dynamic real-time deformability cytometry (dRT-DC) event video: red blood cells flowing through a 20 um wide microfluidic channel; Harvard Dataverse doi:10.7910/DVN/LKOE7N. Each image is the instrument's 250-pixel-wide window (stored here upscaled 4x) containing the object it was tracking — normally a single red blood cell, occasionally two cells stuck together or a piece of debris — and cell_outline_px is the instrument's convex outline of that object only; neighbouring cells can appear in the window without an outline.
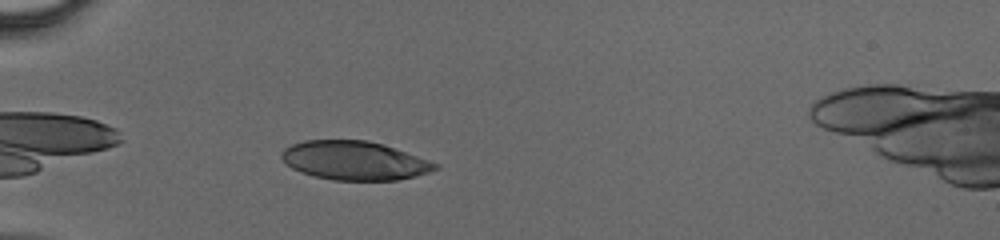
{"species": "human", "species_latin": "Homo sapiens", "temperature_condition": "cold", "stored_images_in_passage": 34, "camera_frame_rate_fps": 3000, "um_per_image_px": 0.085, "donor": {"sex": "male"}, "frame": {"image": 1, "passage_image": 3, "time_ms": 0.667, "image_size_px": [1000, 240], "cell_outline_px": [[440, 168], [416, 176], [396, 180], [332, 180], [300, 172], [292, 168], [280, 156], [280, 152], [284, 148], [292, 144], [304, 140], [368, 140], [384, 144], [440, 164]], "centroid_in_image_um": [30.14, 13.64], "position_along_channel_um": 54.9, "area_um2": 34.8}}
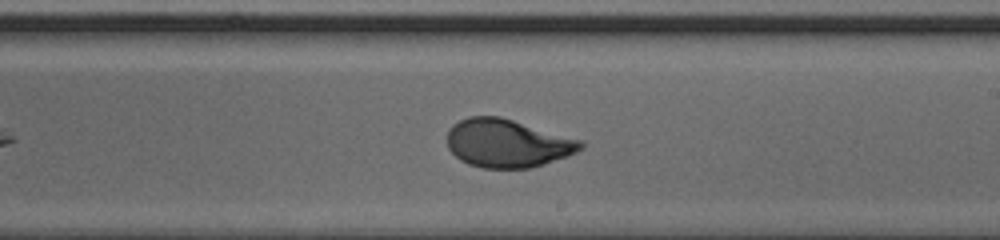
{"frame": {"image": 2, "passage_image": 17, "time_ms": 5.333, "image_size_px": [1000, 240], "cell_outline_px": [[584, 148], [568, 156], [532, 168], [484, 168], [468, 164], [460, 160], [448, 148], [448, 128], [452, 124], [468, 116], [500, 116], [584, 140]], "centroid_in_image_um": [43.15, 12.17], "position_along_channel_um": 245.8, "area_um2": 37.86}}
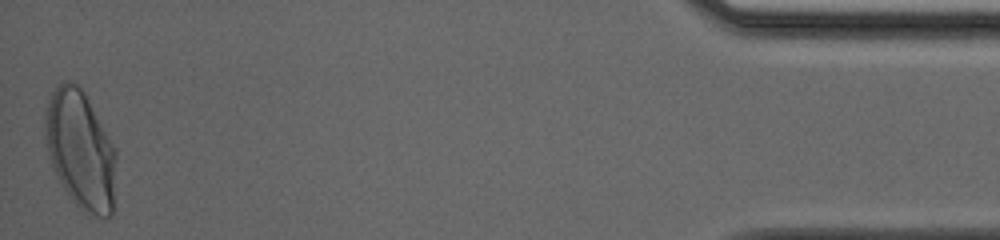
{"frame": {"image": 3, "passage_image": 34, "time_ms": 11.0, "image_size_px": [1000, 240], "cell_outline_px": [[116, 156], [112, 216], [96, 216], [80, 208], [72, 200], [64, 188], [52, 164], [48, 152], [44, 136], [44, 112], [48, 100], [52, 92], [64, 80], [72, 80], [84, 92], [116, 148]], "centroid_in_image_um": [6.83, 12.7], "position_along_channel_um": 428.4, "area_um2": 48.73}}